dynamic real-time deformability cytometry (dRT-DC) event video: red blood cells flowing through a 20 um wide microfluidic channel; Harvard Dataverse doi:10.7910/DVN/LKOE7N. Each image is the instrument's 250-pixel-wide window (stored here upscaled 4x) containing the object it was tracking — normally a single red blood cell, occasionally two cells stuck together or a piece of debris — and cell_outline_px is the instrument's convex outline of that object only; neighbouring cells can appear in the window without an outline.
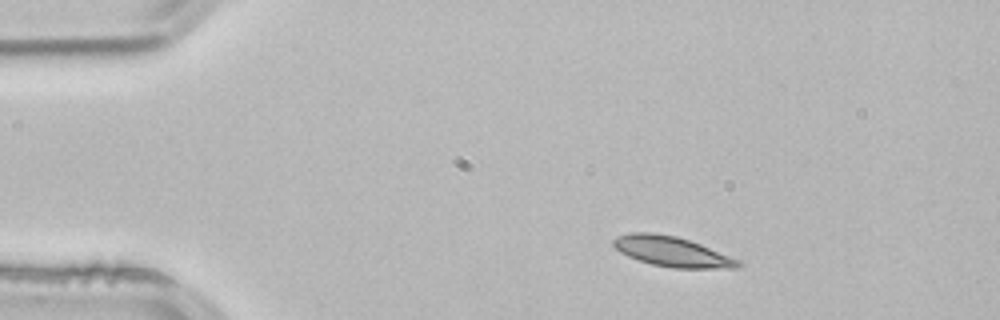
{"species": "common noctule bat (a hibernating species)", "species_latin": "Nyctalus noctula", "temperature_condition": "room temperature", "stored_images_in_passage": 3, "camera_frame_rate_fps": 3000, "um_per_image_px": 0.085, "animal": {"sex": "male", "body_mass_g": 21.5, "forearm_length_mm": 52.0}, "frame": {"image": 1, "passage_image": 2, "time_ms": 0.333, "image_size_px": [1000, 320], "cell_outline_px": [[744, 264], [736, 268], [672, 268], [652, 264], [628, 256], [620, 252], [612, 244], [612, 240], [616, 236], [632, 232], [652, 232], [676, 236], [700, 244], [740, 260]], "centroid_in_image_um": [57.11, 21.38], "position_along_channel_um": 27.9, "area_um2": 21.79}}